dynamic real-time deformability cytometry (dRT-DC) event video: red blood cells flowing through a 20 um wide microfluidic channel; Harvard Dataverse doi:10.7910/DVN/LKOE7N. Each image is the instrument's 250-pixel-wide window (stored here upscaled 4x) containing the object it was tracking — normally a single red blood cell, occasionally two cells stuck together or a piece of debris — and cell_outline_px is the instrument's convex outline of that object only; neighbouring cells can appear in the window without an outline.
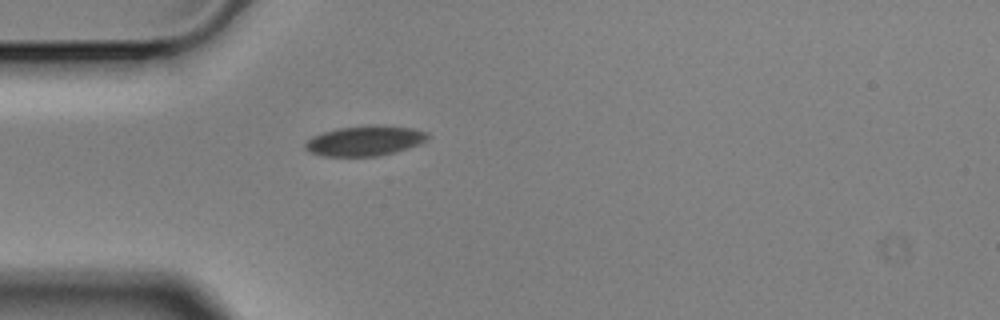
{"species": "Egyptian fruit bat (a non-hibernating species)", "species_latin": "Rousettus aegyptiacus", "temperature_condition": "cold", "stored_images_in_passage": 1, "camera_frame_rate_fps": 3000, "um_per_image_px": 0.085, "animal": {"sex": "male"}, "frame": {"image": 1, "passage_image": 1, "time_ms": 0.0, "image_size_px": [1000, 320], "cell_outline_px": [[428, 136], [420, 144], [396, 152], [376, 156], [324, 156], [312, 152], [304, 148], [304, 144], [312, 136], [336, 128], [376, 124], [380, 124], [412, 128], [428, 132]], "centroid_in_image_um": [31.02, 11.95], "position_along_channel_um": 54.0, "area_um2": 21.5}}